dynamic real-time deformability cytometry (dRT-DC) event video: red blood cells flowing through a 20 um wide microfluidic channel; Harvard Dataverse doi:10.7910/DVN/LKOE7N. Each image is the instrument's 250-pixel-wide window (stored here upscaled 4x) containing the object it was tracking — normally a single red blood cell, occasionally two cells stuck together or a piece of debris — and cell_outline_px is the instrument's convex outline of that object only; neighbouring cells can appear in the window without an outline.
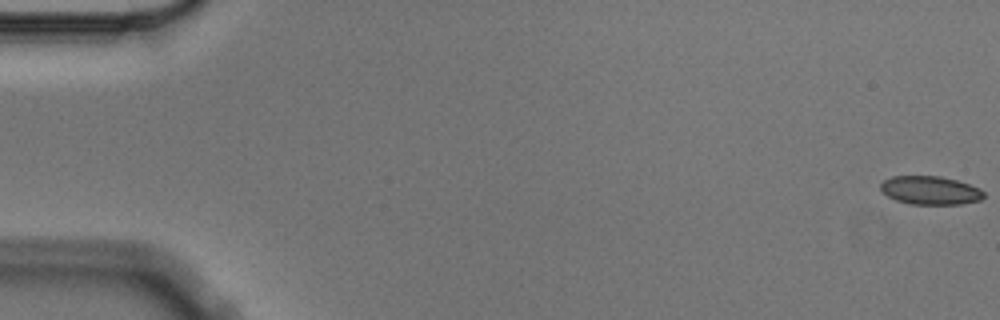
{"species": "Egyptian fruit bat (a non-hibernating species)", "species_latin": "Rousettus aegyptiacus", "temperature_condition": "cold", "stored_images_in_passage": 7, "camera_frame_rate_fps": 3000, "um_per_image_px": 0.085, "animal": {"sex": "male"}, "frame": {"image": 1, "passage_image": 1, "time_ms": 0.0, "image_size_px": [1000, 320], "cell_outline_px": [[984, 196], [980, 200], [960, 204], [912, 204], [896, 200], [888, 196], [880, 188], [880, 184], [884, 180], [892, 176], [940, 176], [956, 180], [980, 188], [984, 192]], "centroid_in_image_um": [79.07, 16.17], "position_along_channel_um": 5.9, "area_um2": 16.99}}